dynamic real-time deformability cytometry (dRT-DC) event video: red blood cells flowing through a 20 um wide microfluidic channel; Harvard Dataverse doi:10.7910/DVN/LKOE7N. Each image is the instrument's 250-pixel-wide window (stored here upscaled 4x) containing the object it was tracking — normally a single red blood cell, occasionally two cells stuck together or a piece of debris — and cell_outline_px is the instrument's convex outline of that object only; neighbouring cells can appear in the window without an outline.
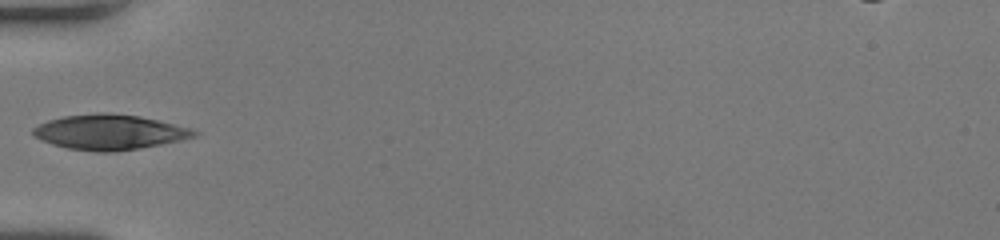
{"species": "human", "species_latin": "Homo sapiens", "temperature_condition": "room temperature", "stored_images_in_passage": 34, "camera_frame_rate_fps": 3000, "um_per_image_px": 0.085, "donor": {"sex": "female"}, "frame": {"image": 1, "passage_image": 1, "time_ms": 0.0, "image_size_px": [1000, 240], "cell_outline_px": [[200, 132], [196, 136], [180, 140], [140, 148], [112, 152], [96, 152], [68, 148], [52, 144], [40, 140], [32, 132], [32, 128], [48, 120], [64, 116], [140, 116], [188, 128]], "centroid_in_image_um": [9.29, 11.28], "position_along_channel_um": 75.7, "area_um2": 31.5}}
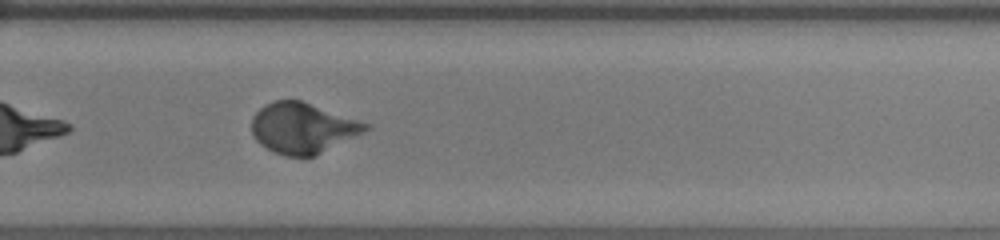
{"frame": {"image": 2, "passage_image": 18, "time_ms": 5.667, "image_size_px": [1000, 240], "cell_outline_px": [[372, 124], [364, 132], [316, 156], [304, 160], [284, 156], [260, 144], [252, 136], [252, 116], [264, 104], [276, 100], [300, 100]], "centroid_in_image_um": [25.73, 10.91], "position_along_channel_um": 304.1, "area_um2": 33.99}}
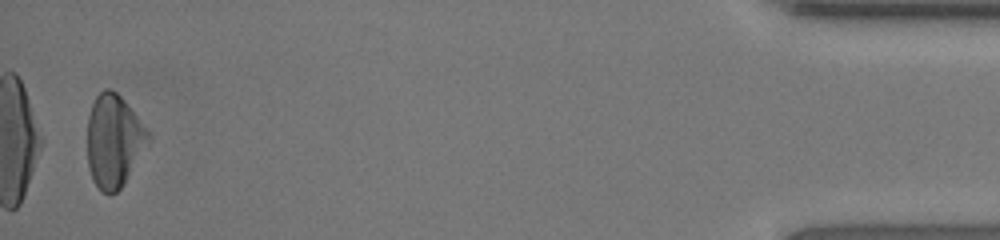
{"frame": {"image": 3, "passage_image": 33, "time_ms": 10.667, "image_size_px": [1000, 240], "cell_outline_px": [[152, 136], [124, 184], [116, 192], [108, 196], [100, 192], [92, 180], [88, 168], [88, 116], [92, 104], [96, 96], [104, 88], [108, 88], [116, 92], [124, 100]], "centroid_in_image_um": [9.66, 12.01], "position_along_channel_um": 425.5, "area_um2": 32.89}, "authors_computed_cell_mechanics": {"area_um2": 33.0905, "velocity_mm_per_s": 4.0378, "shape_relaxation_time_tau1_ms": 2.8443, "shape_relaxation_time_tau2_ms": null, "deformation_change_tau1": 0.2043, "deformation_change_tau2": null}}